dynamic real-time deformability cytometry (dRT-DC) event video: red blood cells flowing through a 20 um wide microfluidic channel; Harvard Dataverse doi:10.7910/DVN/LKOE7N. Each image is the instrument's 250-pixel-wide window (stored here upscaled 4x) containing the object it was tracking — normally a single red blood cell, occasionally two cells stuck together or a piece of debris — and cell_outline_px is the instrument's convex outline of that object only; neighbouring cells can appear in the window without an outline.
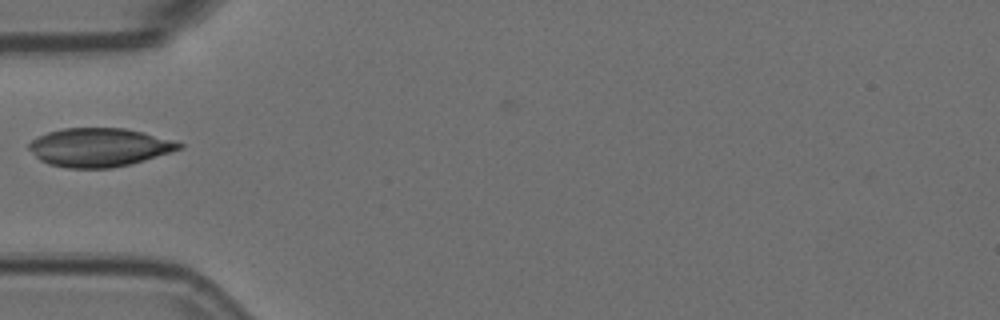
{"species": "Egyptian fruit bat (a non-hibernating species)", "species_latin": "Rousettus aegyptiacus", "temperature_condition": "room temperature", "stored_images_in_passage": 1, "camera_frame_rate_fps": 3000, "um_per_image_px": 0.085, "animal": {"sex": "female"}, "frame": {"image": 1, "passage_image": 1, "time_ms": 0.0, "image_size_px": [1000, 320], "cell_outline_px": [[184, 148], [172, 152], [132, 164], [112, 168], [68, 168], [48, 164], [40, 160], [28, 148], [28, 144], [32, 140], [48, 132], [64, 128], [124, 128], [172, 140], [184, 144]], "centroid_in_image_um": [8.44, 12.54], "position_along_channel_um": 76.6, "area_um2": 33.64}}